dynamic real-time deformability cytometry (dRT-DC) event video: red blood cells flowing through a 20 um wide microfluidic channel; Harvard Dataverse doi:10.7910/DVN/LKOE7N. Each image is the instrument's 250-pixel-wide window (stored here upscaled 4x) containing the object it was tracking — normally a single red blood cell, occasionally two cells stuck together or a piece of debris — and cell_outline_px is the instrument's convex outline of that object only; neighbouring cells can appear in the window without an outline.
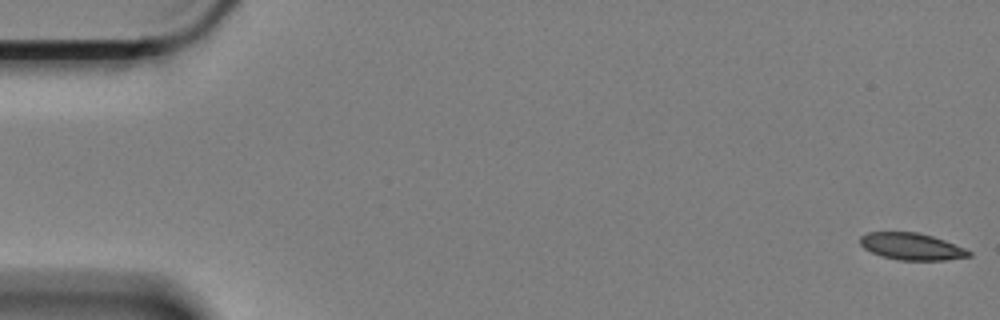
{"species": "Egyptian fruit bat (a non-hibernating species)", "species_latin": "Rousettus aegyptiacus", "temperature_condition": "cold", "stored_images_in_passage": 59, "camera_frame_rate_fps": 3000, "um_per_image_px": 0.085, "animal": {"sex": "female"}, "frame": {"image": 1, "passage_image": 1, "time_ms": 0.0, "image_size_px": [1000, 320], "cell_outline_px": [[972, 256], [944, 260], [900, 260], [884, 256], [872, 252], [864, 248], [860, 244], [860, 236], [868, 232], [916, 232], [932, 236], [944, 240], [964, 248], [972, 252]], "centroid_in_image_um": [77.49, 20.95], "position_along_channel_um": 7.5, "area_um2": 16.88}}
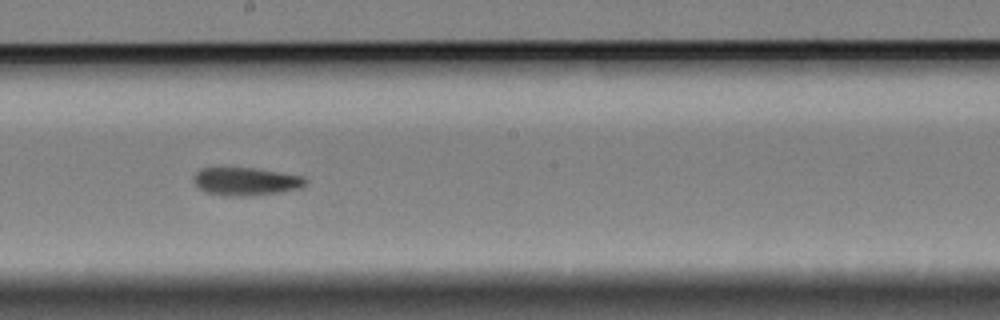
{"frame": {"image": 2, "passage_image": 33, "time_ms": 10.667, "image_size_px": [1000, 320], "cell_outline_px": [[308, 180], [300, 188], [280, 192], [244, 196], [228, 196], [208, 192], [200, 188], [196, 184], [196, 172], [200, 168], [256, 168], [304, 176]], "centroid_in_image_um": [20.96, 15.41], "position_along_channel_um": 227.2, "area_um2": 17.92}}
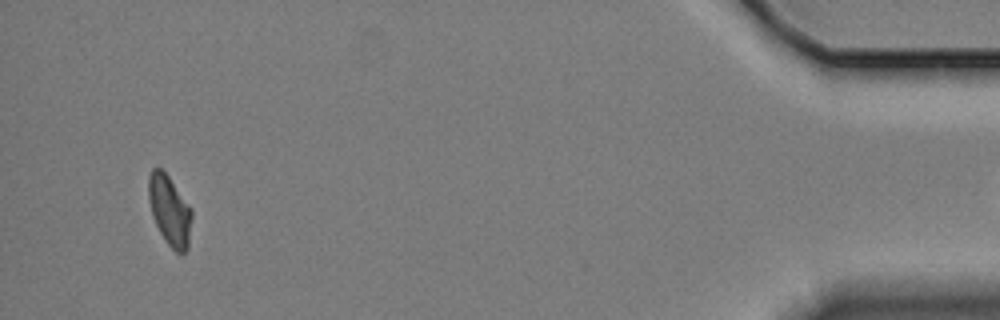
{"frame": {"image": 3, "passage_image": 57, "time_ms": 18.667, "image_size_px": [1000, 320], "cell_outline_px": [[192, 216], [188, 248], [180, 256], [164, 240], [152, 216], [148, 200], [148, 176], [152, 168], [160, 168], [168, 176], [192, 208]], "centroid_in_image_um": [14.42, 17.9], "position_along_channel_um": 420.8, "area_um2": 17.8}, "authors_computed_cell_mechanics": {"area_um2": 18.1492, "velocity_mm_per_s": 3.3534, "shape_relaxation_time_tau1_ms": 9.1555, "shape_relaxation_time_tau2_ms": 3.0029, "deformation_change_tau1": 0.1697, "deformation_change_tau2": 0.0762}}